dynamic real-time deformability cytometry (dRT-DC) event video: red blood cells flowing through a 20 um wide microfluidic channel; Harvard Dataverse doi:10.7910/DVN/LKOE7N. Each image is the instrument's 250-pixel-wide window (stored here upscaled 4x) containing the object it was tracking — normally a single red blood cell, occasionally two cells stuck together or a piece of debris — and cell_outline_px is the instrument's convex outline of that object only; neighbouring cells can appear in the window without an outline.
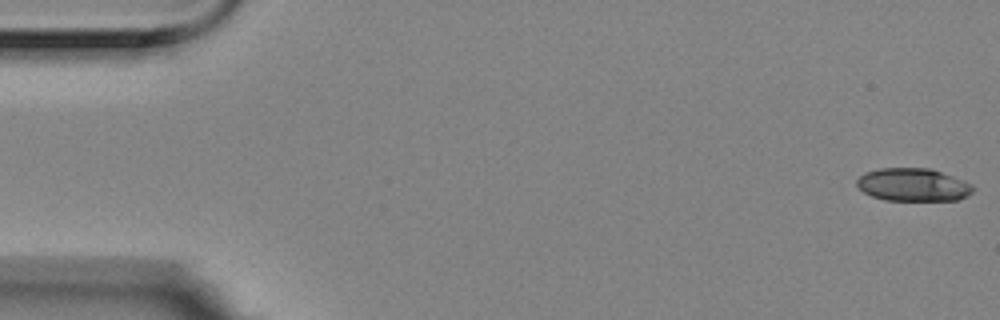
{"species": "Egyptian fruit bat (a non-hibernating species)", "species_latin": "Rousettus aegyptiacus", "temperature_condition": "room temperature", "stored_images_in_passage": 7, "camera_frame_rate_fps": 3000, "um_per_image_px": 0.085, "animal": {"sex": "female"}, "frame": {"image": 1, "passage_image": 1, "time_ms": 0.0, "image_size_px": [1000, 320], "cell_outline_px": [[972, 192], [968, 196], [956, 200], [884, 200], [872, 196], [864, 192], [856, 184], [856, 180], [864, 172], [880, 168], [932, 168], [964, 180], [972, 184]], "centroid_in_image_um": [77.61, 15.69], "position_along_channel_um": 7.4, "area_um2": 22.37}}
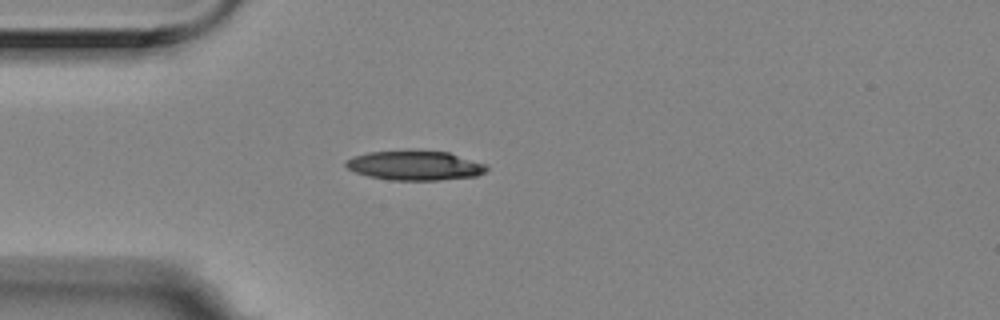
{"frame": {"image": 2, "passage_image": 5, "time_ms": 1.333, "image_size_px": [1000, 320], "cell_outline_px": [[488, 168], [484, 172], [476, 176], [436, 180], [392, 180], [368, 176], [356, 172], [348, 168], [344, 164], [344, 160], [352, 156], [368, 152], [448, 152], [484, 164]], "centroid_in_image_um": [35.21, 14.09], "position_along_channel_um": 49.8, "area_um2": 23.52}}
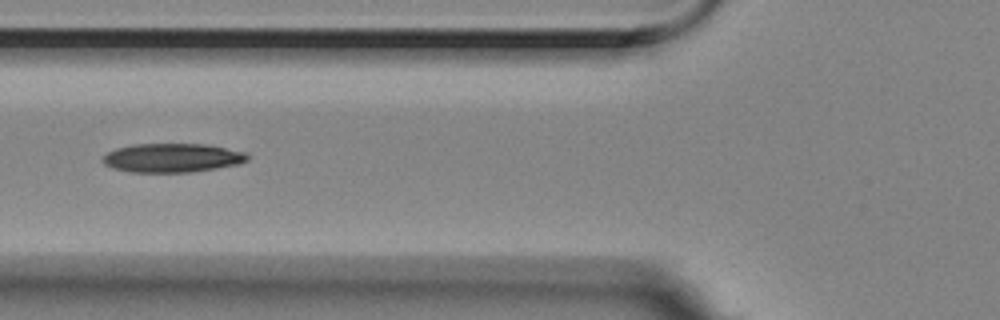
{"frame": {"image": 3, "passage_image": 7, "time_ms": 2.0, "image_size_px": [1000, 320], "cell_outline_px": [[248, 160], [240, 164], [192, 172], [132, 172], [112, 168], [104, 164], [100, 160], [108, 152], [116, 148], [132, 144], [208, 144], [248, 152]], "centroid_in_image_um": [14.66, 13.41], "position_along_channel_um": 111.1, "area_um2": 24.62}}